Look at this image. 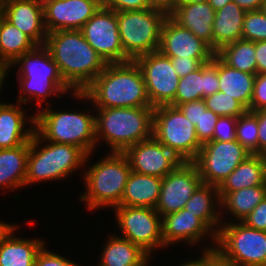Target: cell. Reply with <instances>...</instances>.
Masks as SVG:
<instances>
[{
  "instance_id": "e0dca14e",
  "label": "cell",
  "mask_w": 266,
  "mask_h": 266,
  "mask_svg": "<svg viewBox=\"0 0 266 266\" xmlns=\"http://www.w3.org/2000/svg\"><path fill=\"white\" fill-rule=\"evenodd\" d=\"M131 171L163 178L183 161L154 137L136 143L123 152Z\"/></svg>"
},
{
  "instance_id": "6da1fadb",
  "label": "cell",
  "mask_w": 266,
  "mask_h": 266,
  "mask_svg": "<svg viewBox=\"0 0 266 266\" xmlns=\"http://www.w3.org/2000/svg\"><path fill=\"white\" fill-rule=\"evenodd\" d=\"M77 99L93 102L95 108L151 106L144 77L135 60L107 64Z\"/></svg>"
},
{
  "instance_id": "e575fe53",
  "label": "cell",
  "mask_w": 266,
  "mask_h": 266,
  "mask_svg": "<svg viewBox=\"0 0 266 266\" xmlns=\"http://www.w3.org/2000/svg\"><path fill=\"white\" fill-rule=\"evenodd\" d=\"M258 121L257 116L246 111L237 118L236 140L251 154H258Z\"/></svg>"
},
{
  "instance_id": "5b68a950",
  "label": "cell",
  "mask_w": 266,
  "mask_h": 266,
  "mask_svg": "<svg viewBox=\"0 0 266 266\" xmlns=\"http://www.w3.org/2000/svg\"><path fill=\"white\" fill-rule=\"evenodd\" d=\"M86 171L83 175L86 192L79 199L88 210L119 206L131 172L127 156L123 152H109Z\"/></svg>"
},
{
  "instance_id": "680465c9",
  "label": "cell",
  "mask_w": 266,
  "mask_h": 266,
  "mask_svg": "<svg viewBox=\"0 0 266 266\" xmlns=\"http://www.w3.org/2000/svg\"><path fill=\"white\" fill-rule=\"evenodd\" d=\"M262 161H263V165H264V177H265V183H266V150L260 154Z\"/></svg>"
},
{
  "instance_id": "ffe728a7",
  "label": "cell",
  "mask_w": 266,
  "mask_h": 266,
  "mask_svg": "<svg viewBox=\"0 0 266 266\" xmlns=\"http://www.w3.org/2000/svg\"><path fill=\"white\" fill-rule=\"evenodd\" d=\"M204 235L210 236L216 244V234L200 218L185 209L162 217V237L166 247L179 241L196 245L204 239Z\"/></svg>"
},
{
  "instance_id": "11a10c76",
  "label": "cell",
  "mask_w": 266,
  "mask_h": 266,
  "mask_svg": "<svg viewBox=\"0 0 266 266\" xmlns=\"http://www.w3.org/2000/svg\"><path fill=\"white\" fill-rule=\"evenodd\" d=\"M233 0H208L207 2L212 6L215 11L223 8L227 3L232 2Z\"/></svg>"
},
{
  "instance_id": "9a60e30c",
  "label": "cell",
  "mask_w": 266,
  "mask_h": 266,
  "mask_svg": "<svg viewBox=\"0 0 266 266\" xmlns=\"http://www.w3.org/2000/svg\"><path fill=\"white\" fill-rule=\"evenodd\" d=\"M202 183L194 162H182L163 177L155 210L161 217L184 208L195 190Z\"/></svg>"
},
{
  "instance_id": "f5cc1de1",
  "label": "cell",
  "mask_w": 266,
  "mask_h": 266,
  "mask_svg": "<svg viewBox=\"0 0 266 266\" xmlns=\"http://www.w3.org/2000/svg\"><path fill=\"white\" fill-rule=\"evenodd\" d=\"M215 246H212V247H203V250L202 251V257H199V258H196L194 260H189V261H185V263L179 265V266H205V249H214Z\"/></svg>"
},
{
  "instance_id": "4dcf8cb0",
  "label": "cell",
  "mask_w": 266,
  "mask_h": 266,
  "mask_svg": "<svg viewBox=\"0 0 266 266\" xmlns=\"http://www.w3.org/2000/svg\"><path fill=\"white\" fill-rule=\"evenodd\" d=\"M36 46L28 35L7 21L1 12L0 60L12 64L19 56Z\"/></svg>"
},
{
  "instance_id": "4316f807",
  "label": "cell",
  "mask_w": 266,
  "mask_h": 266,
  "mask_svg": "<svg viewBox=\"0 0 266 266\" xmlns=\"http://www.w3.org/2000/svg\"><path fill=\"white\" fill-rule=\"evenodd\" d=\"M98 266H148L150 255L140 246L120 236H110Z\"/></svg>"
},
{
  "instance_id": "603a6c76",
  "label": "cell",
  "mask_w": 266,
  "mask_h": 266,
  "mask_svg": "<svg viewBox=\"0 0 266 266\" xmlns=\"http://www.w3.org/2000/svg\"><path fill=\"white\" fill-rule=\"evenodd\" d=\"M17 228L12 224L0 238V266H34L38 252L45 246L38 238H17L14 235Z\"/></svg>"
},
{
  "instance_id": "db71d44e",
  "label": "cell",
  "mask_w": 266,
  "mask_h": 266,
  "mask_svg": "<svg viewBox=\"0 0 266 266\" xmlns=\"http://www.w3.org/2000/svg\"><path fill=\"white\" fill-rule=\"evenodd\" d=\"M12 68L11 65L3 60H0V91L4 84L5 77L8 76V70ZM1 104V103H0Z\"/></svg>"
},
{
  "instance_id": "7bdbcfd3",
  "label": "cell",
  "mask_w": 266,
  "mask_h": 266,
  "mask_svg": "<svg viewBox=\"0 0 266 266\" xmlns=\"http://www.w3.org/2000/svg\"><path fill=\"white\" fill-rule=\"evenodd\" d=\"M242 222L250 228L266 231V197Z\"/></svg>"
},
{
  "instance_id": "83f0119b",
  "label": "cell",
  "mask_w": 266,
  "mask_h": 266,
  "mask_svg": "<svg viewBox=\"0 0 266 266\" xmlns=\"http://www.w3.org/2000/svg\"><path fill=\"white\" fill-rule=\"evenodd\" d=\"M29 150L30 142L0 149V188L10 190L25 186Z\"/></svg>"
},
{
  "instance_id": "8992f818",
  "label": "cell",
  "mask_w": 266,
  "mask_h": 266,
  "mask_svg": "<svg viewBox=\"0 0 266 266\" xmlns=\"http://www.w3.org/2000/svg\"><path fill=\"white\" fill-rule=\"evenodd\" d=\"M47 103L46 108L35 116V132L53 143L71 144L81 148L87 155L97 147L95 115L86 112L53 111Z\"/></svg>"
},
{
  "instance_id": "44dd1931",
  "label": "cell",
  "mask_w": 266,
  "mask_h": 266,
  "mask_svg": "<svg viewBox=\"0 0 266 266\" xmlns=\"http://www.w3.org/2000/svg\"><path fill=\"white\" fill-rule=\"evenodd\" d=\"M25 112L27 111L19 104H0V149L14 148L30 142L35 132V116L26 118ZM26 119L33 126L25 129Z\"/></svg>"
},
{
  "instance_id": "cb8c5ba5",
  "label": "cell",
  "mask_w": 266,
  "mask_h": 266,
  "mask_svg": "<svg viewBox=\"0 0 266 266\" xmlns=\"http://www.w3.org/2000/svg\"><path fill=\"white\" fill-rule=\"evenodd\" d=\"M246 12L234 1L216 11L212 35V50L215 53L223 46L241 39Z\"/></svg>"
},
{
  "instance_id": "f907efd6",
  "label": "cell",
  "mask_w": 266,
  "mask_h": 266,
  "mask_svg": "<svg viewBox=\"0 0 266 266\" xmlns=\"http://www.w3.org/2000/svg\"><path fill=\"white\" fill-rule=\"evenodd\" d=\"M150 8L161 10L168 16L174 11L178 0H147Z\"/></svg>"
},
{
  "instance_id": "1f68e13d",
  "label": "cell",
  "mask_w": 266,
  "mask_h": 266,
  "mask_svg": "<svg viewBox=\"0 0 266 266\" xmlns=\"http://www.w3.org/2000/svg\"><path fill=\"white\" fill-rule=\"evenodd\" d=\"M266 197V183L227 193L221 199V209L226 208L236 221L242 222Z\"/></svg>"
},
{
  "instance_id": "c3c4849f",
  "label": "cell",
  "mask_w": 266,
  "mask_h": 266,
  "mask_svg": "<svg viewBox=\"0 0 266 266\" xmlns=\"http://www.w3.org/2000/svg\"><path fill=\"white\" fill-rule=\"evenodd\" d=\"M205 266H237L224 258L216 249H205Z\"/></svg>"
},
{
  "instance_id": "277c9868",
  "label": "cell",
  "mask_w": 266,
  "mask_h": 266,
  "mask_svg": "<svg viewBox=\"0 0 266 266\" xmlns=\"http://www.w3.org/2000/svg\"><path fill=\"white\" fill-rule=\"evenodd\" d=\"M18 66L19 104L29 102V97L37 100L40 107L42 100L46 101L54 94H66L74 91L67 85L60 74L58 65L51 57L49 50L44 45H37L33 50L19 56L12 64ZM24 95H27L25 97Z\"/></svg>"
},
{
  "instance_id": "ab89813d",
  "label": "cell",
  "mask_w": 266,
  "mask_h": 266,
  "mask_svg": "<svg viewBox=\"0 0 266 266\" xmlns=\"http://www.w3.org/2000/svg\"><path fill=\"white\" fill-rule=\"evenodd\" d=\"M237 118L231 116H220L214 126L213 140L234 141L236 140Z\"/></svg>"
},
{
  "instance_id": "6f0895ef",
  "label": "cell",
  "mask_w": 266,
  "mask_h": 266,
  "mask_svg": "<svg viewBox=\"0 0 266 266\" xmlns=\"http://www.w3.org/2000/svg\"><path fill=\"white\" fill-rule=\"evenodd\" d=\"M208 0H178L177 4H192L198 2H207Z\"/></svg>"
},
{
  "instance_id": "4fadbf2b",
  "label": "cell",
  "mask_w": 266,
  "mask_h": 266,
  "mask_svg": "<svg viewBox=\"0 0 266 266\" xmlns=\"http://www.w3.org/2000/svg\"><path fill=\"white\" fill-rule=\"evenodd\" d=\"M141 69L151 107L170 105L178 88L180 77L169 57L159 51L135 59Z\"/></svg>"
},
{
  "instance_id": "d6986e66",
  "label": "cell",
  "mask_w": 266,
  "mask_h": 266,
  "mask_svg": "<svg viewBox=\"0 0 266 266\" xmlns=\"http://www.w3.org/2000/svg\"><path fill=\"white\" fill-rule=\"evenodd\" d=\"M0 11L13 26L28 35L37 45H44L47 32L43 6L33 0H3Z\"/></svg>"
},
{
  "instance_id": "d6a6232c",
  "label": "cell",
  "mask_w": 266,
  "mask_h": 266,
  "mask_svg": "<svg viewBox=\"0 0 266 266\" xmlns=\"http://www.w3.org/2000/svg\"><path fill=\"white\" fill-rule=\"evenodd\" d=\"M215 54L231 68L257 74L255 42L240 39L223 46Z\"/></svg>"
},
{
  "instance_id": "8d00e7d4",
  "label": "cell",
  "mask_w": 266,
  "mask_h": 266,
  "mask_svg": "<svg viewBox=\"0 0 266 266\" xmlns=\"http://www.w3.org/2000/svg\"><path fill=\"white\" fill-rule=\"evenodd\" d=\"M241 39L252 42L266 41V14L262 10L246 12Z\"/></svg>"
},
{
  "instance_id": "bcb514c9",
  "label": "cell",
  "mask_w": 266,
  "mask_h": 266,
  "mask_svg": "<svg viewBox=\"0 0 266 266\" xmlns=\"http://www.w3.org/2000/svg\"><path fill=\"white\" fill-rule=\"evenodd\" d=\"M178 108L183 112L185 117L195 126L201 118V100L191 101L180 104Z\"/></svg>"
},
{
  "instance_id": "5bb4252c",
  "label": "cell",
  "mask_w": 266,
  "mask_h": 266,
  "mask_svg": "<svg viewBox=\"0 0 266 266\" xmlns=\"http://www.w3.org/2000/svg\"><path fill=\"white\" fill-rule=\"evenodd\" d=\"M80 30L107 64L131 60L122 48L116 11L101 6Z\"/></svg>"
},
{
  "instance_id": "484cf974",
  "label": "cell",
  "mask_w": 266,
  "mask_h": 266,
  "mask_svg": "<svg viewBox=\"0 0 266 266\" xmlns=\"http://www.w3.org/2000/svg\"><path fill=\"white\" fill-rule=\"evenodd\" d=\"M219 208L221 199L218 187L201 183L183 209L200 218L217 235L222 224Z\"/></svg>"
},
{
  "instance_id": "7c38bea8",
  "label": "cell",
  "mask_w": 266,
  "mask_h": 266,
  "mask_svg": "<svg viewBox=\"0 0 266 266\" xmlns=\"http://www.w3.org/2000/svg\"><path fill=\"white\" fill-rule=\"evenodd\" d=\"M115 216L121 237L140 246L146 253L165 248L162 237V217L155 208L117 206Z\"/></svg>"
},
{
  "instance_id": "f6af8a7d",
  "label": "cell",
  "mask_w": 266,
  "mask_h": 266,
  "mask_svg": "<svg viewBox=\"0 0 266 266\" xmlns=\"http://www.w3.org/2000/svg\"><path fill=\"white\" fill-rule=\"evenodd\" d=\"M175 72L179 77L186 76L187 74L198 69L202 64L195 58H178L169 57Z\"/></svg>"
},
{
  "instance_id": "b9f144b4",
  "label": "cell",
  "mask_w": 266,
  "mask_h": 266,
  "mask_svg": "<svg viewBox=\"0 0 266 266\" xmlns=\"http://www.w3.org/2000/svg\"><path fill=\"white\" fill-rule=\"evenodd\" d=\"M44 247L46 246H43L38 252L34 266H78L71 260L61 256V254L50 252Z\"/></svg>"
},
{
  "instance_id": "74e56055",
  "label": "cell",
  "mask_w": 266,
  "mask_h": 266,
  "mask_svg": "<svg viewBox=\"0 0 266 266\" xmlns=\"http://www.w3.org/2000/svg\"><path fill=\"white\" fill-rule=\"evenodd\" d=\"M219 117V115L207 109L204 99H201V118L195 129L198 140L202 145L213 140L214 126Z\"/></svg>"
},
{
  "instance_id": "681fc988",
  "label": "cell",
  "mask_w": 266,
  "mask_h": 266,
  "mask_svg": "<svg viewBox=\"0 0 266 266\" xmlns=\"http://www.w3.org/2000/svg\"><path fill=\"white\" fill-rule=\"evenodd\" d=\"M255 57L257 63V74L266 73V41L255 42Z\"/></svg>"
},
{
  "instance_id": "7dc6e473",
  "label": "cell",
  "mask_w": 266,
  "mask_h": 266,
  "mask_svg": "<svg viewBox=\"0 0 266 266\" xmlns=\"http://www.w3.org/2000/svg\"><path fill=\"white\" fill-rule=\"evenodd\" d=\"M258 121V155L266 150V108L253 111Z\"/></svg>"
},
{
  "instance_id": "7a4b0ae2",
  "label": "cell",
  "mask_w": 266,
  "mask_h": 266,
  "mask_svg": "<svg viewBox=\"0 0 266 266\" xmlns=\"http://www.w3.org/2000/svg\"><path fill=\"white\" fill-rule=\"evenodd\" d=\"M44 46L74 92H83L107 65L85 40L81 30L49 32Z\"/></svg>"
},
{
  "instance_id": "94428289",
  "label": "cell",
  "mask_w": 266,
  "mask_h": 266,
  "mask_svg": "<svg viewBox=\"0 0 266 266\" xmlns=\"http://www.w3.org/2000/svg\"><path fill=\"white\" fill-rule=\"evenodd\" d=\"M95 1H96L97 3H99L101 6H105L107 0H95Z\"/></svg>"
},
{
  "instance_id": "ee69618b",
  "label": "cell",
  "mask_w": 266,
  "mask_h": 266,
  "mask_svg": "<svg viewBox=\"0 0 266 266\" xmlns=\"http://www.w3.org/2000/svg\"><path fill=\"white\" fill-rule=\"evenodd\" d=\"M105 7L116 12L138 11L150 8L147 0H107Z\"/></svg>"
},
{
  "instance_id": "60d3db41",
  "label": "cell",
  "mask_w": 266,
  "mask_h": 266,
  "mask_svg": "<svg viewBox=\"0 0 266 266\" xmlns=\"http://www.w3.org/2000/svg\"><path fill=\"white\" fill-rule=\"evenodd\" d=\"M266 108V73L256 74L250 112Z\"/></svg>"
},
{
  "instance_id": "ac0fdd59",
  "label": "cell",
  "mask_w": 266,
  "mask_h": 266,
  "mask_svg": "<svg viewBox=\"0 0 266 266\" xmlns=\"http://www.w3.org/2000/svg\"><path fill=\"white\" fill-rule=\"evenodd\" d=\"M95 0H54L43 6L46 32L80 30L99 10Z\"/></svg>"
},
{
  "instance_id": "f1b7e54d",
  "label": "cell",
  "mask_w": 266,
  "mask_h": 266,
  "mask_svg": "<svg viewBox=\"0 0 266 266\" xmlns=\"http://www.w3.org/2000/svg\"><path fill=\"white\" fill-rule=\"evenodd\" d=\"M255 78L256 74L231 68L218 57L219 91L237 100L247 111H250Z\"/></svg>"
},
{
  "instance_id": "9c48e42d",
  "label": "cell",
  "mask_w": 266,
  "mask_h": 266,
  "mask_svg": "<svg viewBox=\"0 0 266 266\" xmlns=\"http://www.w3.org/2000/svg\"><path fill=\"white\" fill-rule=\"evenodd\" d=\"M153 137L183 162H193L202 147L195 125L171 105L154 108Z\"/></svg>"
},
{
  "instance_id": "f546056e",
  "label": "cell",
  "mask_w": 266,
  "mask_h": 266,
  "mask_svg": "<svg viewBox=\"0 0 266 266\" xmlns=\"http://www.w3.org/2000/svg\"><path fill=\"white\" fill-rule=\"evenodd\" d=\"M265 184L264 165L260 155L251 154L218 187L220 199L227 193Z\"/></svg>"
},
{
  "instance_id": "d4e9b609",
  "label": "cell",
  "mask_w": 266,
  "mask_h": 266,
  "mask_svg": "<svg viewBox=\"0 0 266 266\" xmlns=\"http://www.w3.org/2000/svg\"><path fill=\"white\" fill-rule=\"evenodd\" d=\"M163 178L131 171L119 206L155 208Z\"/></svg>"
},
{
  "instance_id": "3957f363",
  "label": "cell",
  "mask_w": 266,
  "mask_h": 266,
  "mask_svg": "<svg viewBox=\"0 0 266 266\" xmlns=\"http://www.w3.org/2000/svg\"><path fill=\"white\" fill-rule=\"evenodd\" d=\"M96 110L98 111L95 114L96 142L103 139L111 148V152H124L128 147L153 137L154 107L96 108Z\"/></svg>"
},
{
  "instance_id": "6125c7cd",
  "label": "cell",
  "mask_w": 266,
  "mask_h": 266,
  "mask_svg": "<svg viewBox=\"0 0 266 266\" xmlns=\"http://www.w3.org/2000/svg\"><path fill=\"white\" fill-rule=\"evenodd\" d=\"M261 10L266 14V0L263 1V5L261 7Z\"/></svg>"
},
{
  "instance_id": "2e32d148",
  "label": "cell",
  "mask_w": 266,
  "mask_h": 266,
  "mask_svg": "<svg viewBox=\"0 0 266 266\" xmlns=\"http://www.w3.org/2000/svg\"><path fill=\"white\" fill-rule=\"evenodd\" d=\"M158 51L167 57L195 58L201 64L210 62L215 55L206 42L170 16L163 23Z\"/></svg>"
},
{
  "instance_id": "7402d4cb",
  "label": "cell",
  "mask_w": 266,
  "mask_h": 266,
  "mask_svg": "<svg viewBox=\"0 0 266 266\" xmlns=\"http://www.w3.org/2000/svg\"><path fill=\"white\" fill-rule=\"evenodd\" d=\"M216 11L208 2L177 4L169 15L181 27L190 30L212 49L213 23Z\"/></svg>"
},
{
  "instance_id": "d590c367",
  "label": "cell",
  "mask_w": 266,
  "mask_h": 266,
  "mask_svg": "<svg viewBox=\"0 0 266 266\" xmlns=\"http://www.w3.org/2000/svg\"><path fill=\"white\" fill-rule=\"evenodd\" d=\"M204 101L207 109L219 116L238 118L247 111L237 100L221 91H217L211 96L205 97Z\"/></svg>"
},
{
  "instance_id": "f35d334b",
  "label": "cell",
  "mask_w": 266,
  "mask_h": 266,
  "mask_svg": "<svg viewBox=\"0 0 266 266\" xmlns=\"http://www.w3.org/2000/svg\"><path fill=\"white\" fill-rule=\"evenodd\" d=\"M217 91H219L218 56L215 54L210 62L204 63L203 99Z\"/></svg>"
},
{
  "instance_id": "836d02e7",
  "label": "cell",
  "mask_w": 266,
  "mask_h": 266,
  "mask_svg": "<svg viewBox=\"0 0 266 266\" xmlns=\"http://www.w3.org/2000/svg\"><path fill=\"white\" fill-rule=\"evenodd\" d=\"M204 89V64L195 71L180 77L177 92L171 106L178 107L180 104L203 99Z\"/></svg>"
},
{
  "instance_id": "30bf717a",
  "label": "cell",
  "mask_w": 266,
  "mask_h": 266,
  "mask_svg": "<svg viewBox=\"0 0 266 266\" xmlns=\"http://www.w3.org/2000/svg\"><path fill=\"white\" fill-rule=\"evenodd\" d=\"M214 249L237 266H266V231L223 222Z\"/></svg>"
},
{
  "instance_id": "816d5d0a",
  "label": "cell",
  "mask_w": 266,
  "mask_h": 266,
  "mask_svg": "<svg viewBox=\"0 0 266 266\" xmlns=\"http://www.w3.org/2000/svg\"><path fill=\"white\" fill-rule=\"evenodd\" d=\"M239 7L246 11L261 10L264 0H233Z\"/></svg>"
},
{
  "instance_id": "ba28073f",
  "label": "cell",
  "mask_w": 266,
  "mask_h": 266,
  "mask_svg": "<svg viewBox=\"0 0 266 266\" xmlns=\"http://www.w3.org/2000/svg\"><path fill=\"white\" fill-rule=\"evenodd\" d=\"M167 17L165 12L153 8L117 12L122 48L131 60L158 51L162 26Z\"/></svg>"
},
{
  "instance_id": "9f6ffc18",
  "label": "cell",
  "mask_w": 266,
  "mask_h": 266,
  "mask_svg": "<svg viewBox=\"0 0 266 266\" xmlns=\"http://www.w3.org/2000/svg\"><path fill=\"white\" fill-rule=\"evenodd\" d=\"M12 224L5 223L3 221H0V238L2 235L7 231V229L11 226Z\"/></svg>"
},
{
  "instance_id": "52a82bcc",
  "label": "cell",
  "mask_w": 266,
  "mask_h": 266,
  "mask_svg": "<svg viewBox=\"0 0 266 266\" xmlns=\"http://www.w3.org/2000/svg\"><path fill=\"white\" fill-rule=\"evenodd\" d=\"M46 142L47 146L40 147L42 138L34 132L27 157L26 186L40 181L65 179L78 167H83L92 155L71 144Z\"/></svg>"
},
{
  "instance_id": "8fae6325",
  "label": "cell",
  "mask_w": 266,
  "mask_h": 266,
  "mask_svg": "<svg viewBox=\"0 0 266 266\" xmlns=\"http://www.w3.org/2000/svg\"><path fill=\"white\" fill-rule=\"evenodd\" d=\"M251 153L240 142L211 140L202 145L193 161L202 183L219 187Z\"/></svg>"
},
{
  "instance_id": "91938a15",
  "label": "cell",
  "mask_w": 266,
  "mask_h": 266,
  "mask_svg": "<svg viewBox=\"0 0 266 266\" xmlns=\"http://www.w3.org/2000/svg\"><path fill=\"white\" fill-rule=\"evenodd\" d=\"M35 3H38L42 6H44L46 3L50 2V1H54V0H33Z\"/></svg>"
}]
</instances>
